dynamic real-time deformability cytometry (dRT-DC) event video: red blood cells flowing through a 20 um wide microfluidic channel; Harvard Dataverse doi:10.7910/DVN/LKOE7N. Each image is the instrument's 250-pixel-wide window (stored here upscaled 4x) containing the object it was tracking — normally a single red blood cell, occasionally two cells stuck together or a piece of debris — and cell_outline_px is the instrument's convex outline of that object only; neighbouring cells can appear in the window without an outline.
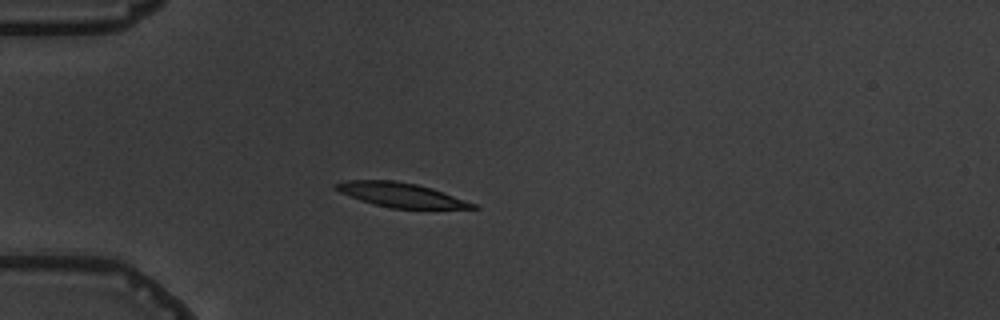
{"species": "common noctule bat (a hibernating species)", "species_latin": "Nyctalus noctula", "temperature_condition": "warm", "stored_images_in_passage": 5, "camera_frame_rate_fps": 3000, "um_per_image_px": 0.085, "animal": {"sex": "male", "body_mass_g": 19.5, "forearm_length_mm": 54.6}, "frame": {"image": 1, "passage_image": 4, "time_ms": 4.333, "image_size_px": [1000, 320], "cell_outline_px": [[480, 208], [392, 208], [360, 200], [340, 192], [332, 184], [344, 180], [396, 180], [416, 184], [432, 188], [476, 204]], "centroid_in_image_um": [34.04, 16.55], "position_along_channel_um": 51.0, "area_um2": 19.13}}